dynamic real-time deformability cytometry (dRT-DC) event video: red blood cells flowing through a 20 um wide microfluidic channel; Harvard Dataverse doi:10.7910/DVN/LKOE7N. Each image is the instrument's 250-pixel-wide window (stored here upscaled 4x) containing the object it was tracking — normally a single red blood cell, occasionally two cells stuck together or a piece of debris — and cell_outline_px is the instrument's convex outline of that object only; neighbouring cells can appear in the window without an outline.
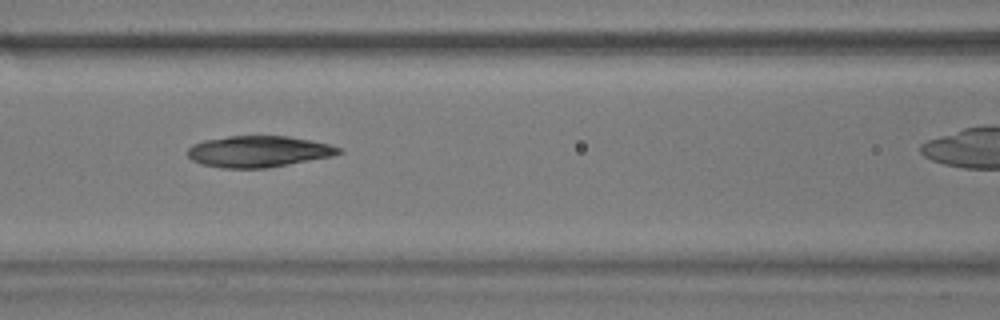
{"species": "common noctule bat (a hibernating species)", "species_latin": "Nyctalus noctula", "temperature_condition": "warm", "stored_images_in_passage": 40, "camera_frame_rate_fps": 3000, "um_per_image_px": 0.085, "animal": {"sex": "male", "body_mass_g": 17.9}, "frame": {"image": 1, "passage_image": 19, "time_ms": 6.0, "image_size_px": [1000, 320], "cell_outline_px": [[344, 152], [332, 156], [268, 168], [220, 168], [204, 164], [192, 160], [188, 156], [188, 148], [192, 144], [204, 140], [228, 136], [288, 136], [328, 144], [340, 148]], "centroid_in_image_um": [21.96, 12.88], "position_along_channel_um": 144.6, "area_um2": 27.46}}
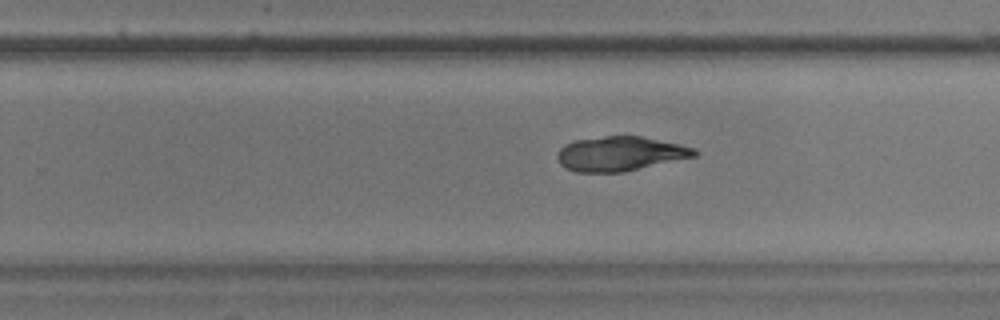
{"frame": {"image": 2, "passage_image": 30, "time_ms": 9.667, "image_size_px": [1000, 320], "cell_outline_px": [[700, 152], [696, 156], [624, 172], [576, 172], [560, 164], [556, 156], [560, 148], [564, 144], [576, 140], [604, 136], [640, 136], [680, 144], [696, 148]], "centroid_in_image_um": [52.73, 13.06], "position_along_channel_um": 277.1, "area_um2": 27.57}}
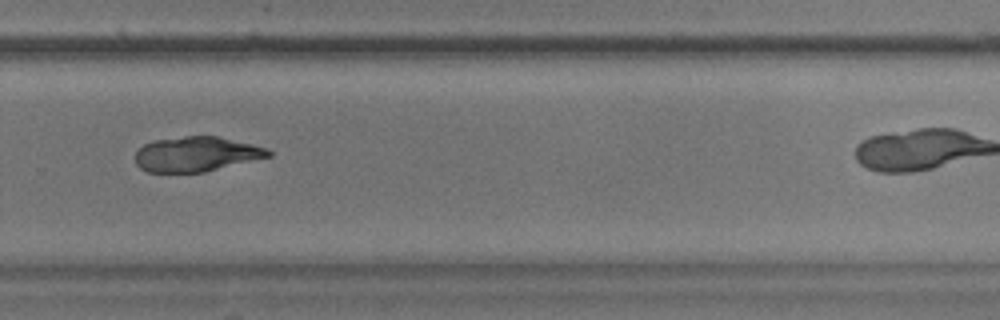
{"frame": {"image": 3, "passage_image": 33, "time_ms": 10.667, "image_size_px": [1000, 320], "cell_outline_px": [[272, 156], [204, 172], [148, 172], [140, 168], [136, 164], [136, 152], [144, 144], [152, 140], [184, 136], [216, 136], [252, 144], [268, 148], [272, 152]], "centroid_in_image_um": [16.69, 13.1], "position_along_channel_um": 313.1, "area_um2": 27.05}}